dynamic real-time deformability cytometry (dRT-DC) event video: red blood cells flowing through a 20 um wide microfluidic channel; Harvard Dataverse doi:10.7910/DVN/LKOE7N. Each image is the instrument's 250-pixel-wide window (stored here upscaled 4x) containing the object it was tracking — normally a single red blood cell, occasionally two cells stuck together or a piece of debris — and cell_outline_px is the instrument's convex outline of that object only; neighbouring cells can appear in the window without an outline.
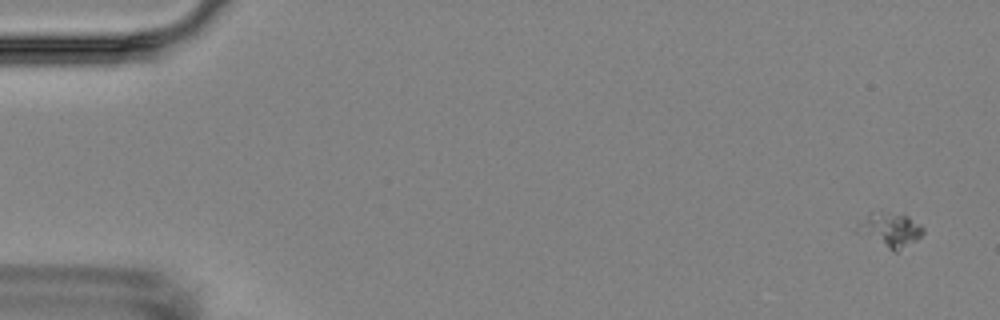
{"species": "Egyptian fruit bat (a non-hibernating species)", "species_latin": "Rousettus aegyptiacus", "temperature_condition": "room temperature", "stored_images_in_passage": 6, "camera_frame_rate_fps": 3000, "um_per_image_px": 0.085, "animal": {"sex": "female"}, "frame": {"image": 1, "passage_image": 1, "time_ms": 0.0, "image_size_px": [1000, 320], "cell_outline_px": [[924, 232], [916, 240], [896, 252], [892, 252], [864, 228], [868, 216], [908, 216], [920, 224], [924, 228]], "centroid_in_image_um": [76.0, 19.62], "position_along_channel_um": 9.0, "area_um2": 10.58}}
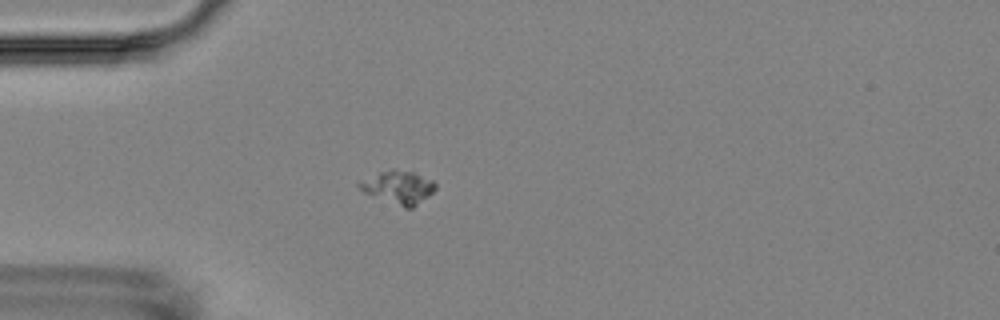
{"frame": {"image": 2, "passage_image": 5, "time_ms": 4.667, "image_size_px": [1000, 320], "cell_outline_px": [[436, 188], [428, 196], [412, 208], [404, 208], [364, 192], [356, 184], [380, 172], [392, 168], [412, 172], [432, 180], [436, 184]], "centroid_in_image_um": [33.88, 15.92], "position_along_channel_um": 51.1, "area_um2": 14.28}}